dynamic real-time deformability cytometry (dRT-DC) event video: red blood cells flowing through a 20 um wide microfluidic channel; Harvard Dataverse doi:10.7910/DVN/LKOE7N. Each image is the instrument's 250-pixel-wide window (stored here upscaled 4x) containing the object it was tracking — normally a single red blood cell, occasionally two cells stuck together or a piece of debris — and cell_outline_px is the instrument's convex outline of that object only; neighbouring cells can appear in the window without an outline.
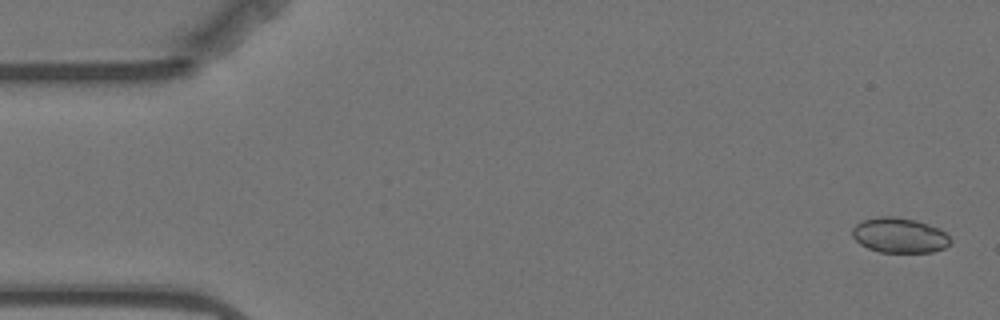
{"species": "Egyptian fruit bat (a non-hibernating species)", "species_latin": "Rousettus aegyptiacus", "temperature_condition": "warm", "stored_images_in_passage": 57, "camera_frame_rate_fps": 3000, "um_per_image_px": 0.085, "animal": {"sex": "female"}, "frame": {"image": 1, "passage_image": 2, "time_ms": 0.333, "image_size_px": [1000, 320], "cell_outline_px": [[952, 240], [944, 248], [932, 252], [880, 252], [868, 248], [860, 244], [852, 236], [852, 228], [856, 224], [864, 220], [876, 216], [896, 216], [916, 220], [940, 228]], "centroid_in_image_um": [76.44, 19.99], "position_along_channel_um": 8.6, "area_um2": 20.11}}
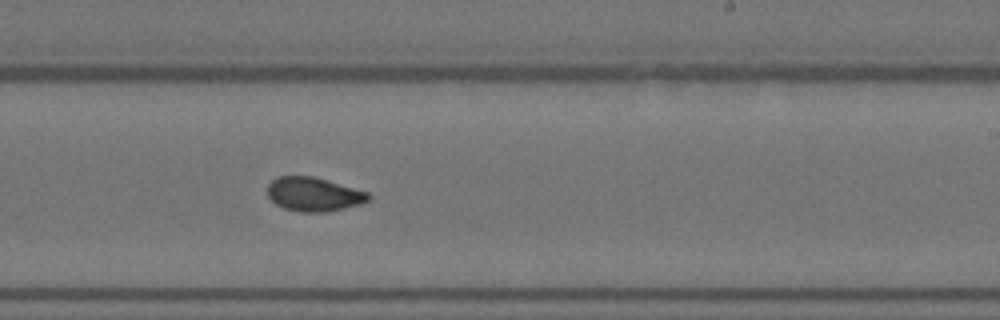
{"frame": {"image": 2, "passage_image": 34, "time_ms": 11.0, "image_size_px": [1000, 320], "cell_outline_px": [[372, 200], [360, 204], [328, 212], [300, 212], [284, 208], [276, 204], [268, 196], [268, 184], [276, 176], [312, 176], [368, 192], [372, 196]], "centroid_in_image_um": [26.68, 16.52], "position_along_channel_um": 262.3, "area_um2": 20.0}}
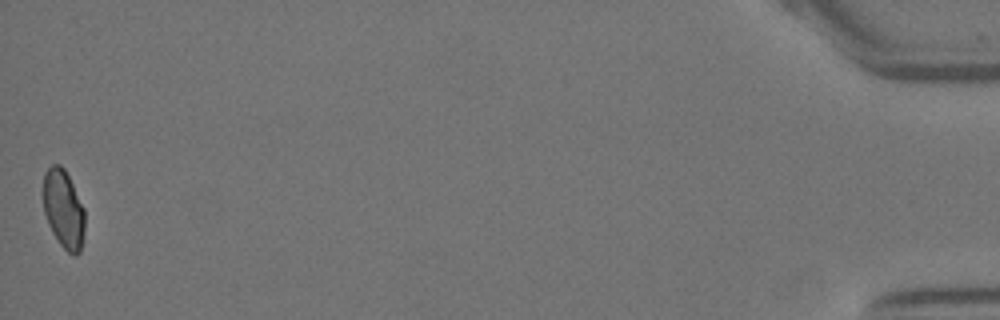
{"frame": {"image": 3, "passage_image": 57, "time_ms": 18.667, "image_size_px": [1000, 320], "cell_outline_px": [[84, 236], [80, 252], [76, 256], [72, 256], [60, 244], [52, 232], [48, 224], [44, 212], [44, 172], [52, 164], [60, 164], [64, 168], [84, 208]], "centroid_in_image_um": [5.41, 17.8], "position_along_channel_um": 429.8, "area_um2": 18.96}, "authors_computed_cell_mechanics": {"area_um2": 20.0566, "velocity_mm_per_s": 3.5136, "shape_relaxation_time_tau1_ms": null, "shape_relaxation_time_tau2_ms": 1.2841, "deformation_change_tau1": null, "deformation_change_tau2": 0.052}}